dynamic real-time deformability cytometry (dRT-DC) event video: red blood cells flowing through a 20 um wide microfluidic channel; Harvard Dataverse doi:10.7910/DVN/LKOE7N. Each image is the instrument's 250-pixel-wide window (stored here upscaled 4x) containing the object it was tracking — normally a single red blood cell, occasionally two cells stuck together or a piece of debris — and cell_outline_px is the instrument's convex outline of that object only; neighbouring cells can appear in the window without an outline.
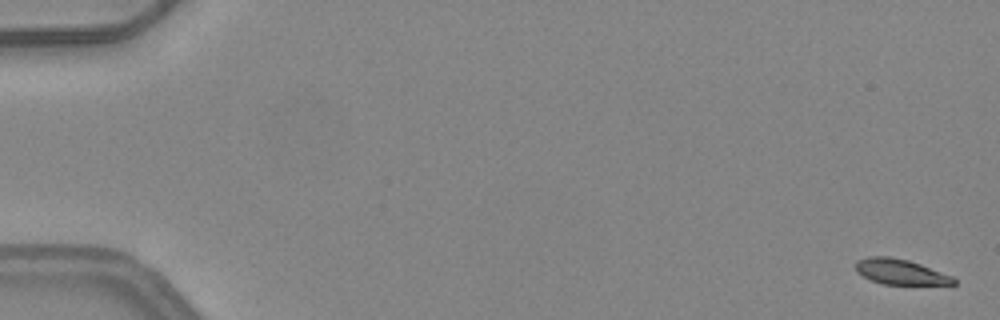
{"species": "common noctule bat (a hibernating species)", "species_latin": "Nyctalus noctula", "temperature_condition": "warm", "stored_images_in_passage": 5, "camera_frame_rate_fps": 3000, "um_per_image_px": 0.085, "animal": {"sex": "female", "body_mass_g": 24.6, "forearm_length_mm": 56.2}, "frame": {"image": 1, "passage_image": 1, "time_ms": 0.0, "image_size_px": [1000, 320], "cell_outline_px": [[956, 284], [884, 284], [872, 280], [856, 272], [856, 260], [868, 256], [888, 256], [908, 260], [920, 264], [952, 276], [956, 280]], "centroid_in_image_um": [76.5, 23.09], "position_along_channel_um": 8.5, "area_um2": 14.28}}
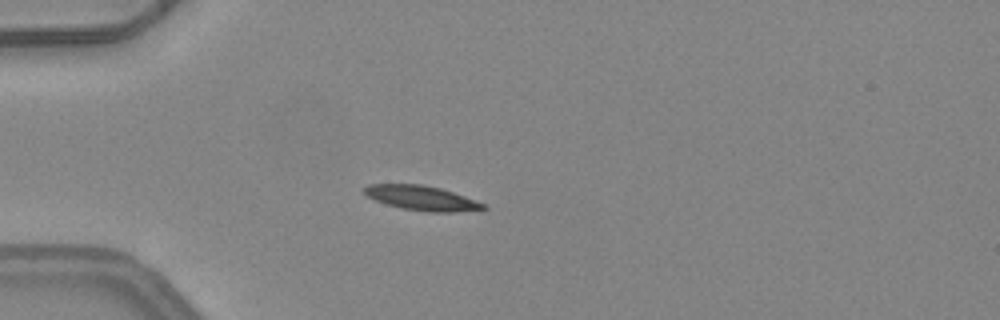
{"frame": {"image": 2, "passage_image": 5, "time_ms": 1.333, "image_size_px": [1000, 320], "cell_outline_px": [[488, 208], [456, 212], [428, 212], [400, 208], [384, 204], [368, 196], [364, 192], [364, 188], [368, 184], [424, 184], [440, 188], [476, 200], [484, 204]], "centroid_in_image_um": [35.83, 16.83], "position_along_channel_um": 49.2, "area_um2": 17.05}}